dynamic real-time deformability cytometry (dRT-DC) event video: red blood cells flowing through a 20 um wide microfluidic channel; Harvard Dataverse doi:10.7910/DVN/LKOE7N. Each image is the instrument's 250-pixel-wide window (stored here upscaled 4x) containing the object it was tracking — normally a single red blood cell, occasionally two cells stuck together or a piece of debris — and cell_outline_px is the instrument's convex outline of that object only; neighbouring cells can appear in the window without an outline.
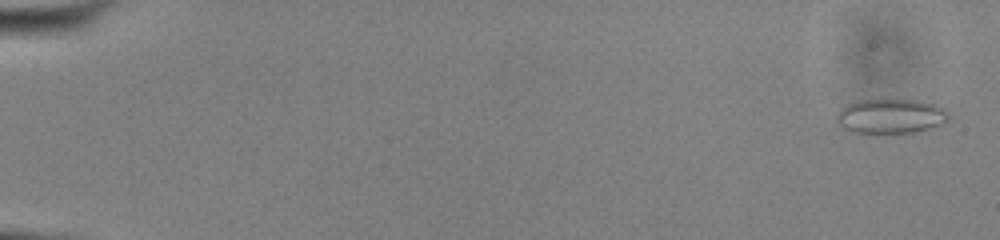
{"species": "common noctule bat (a hibernating species)", "species_latin": "Nyctalus noctula", "temperature_condition": "cold", "stored_images_in_passage": 54, "camera_frame_rate_fps": 3000, "um_per_image_px": 0.085, "animal": {"sex": "male", "body_mass_g": 13.0, "forearm_length_mm": 53.1}, "frame": {"image": 1, "passage_image": 2, "time_ms": 0.333, "image_size_px": [1000, 240], "cell_outline_px": [[948, 120], [932, 128], [920, 132], [896, 136], [864, 136], [852, 132], [844, 128], [836, 120], [836, 112], [840, 108], [856, 100], [884, 96], [916, 100], [936, 104], [944, 108], [948, 112]], "centroid_in_image_um": [75.66, 9.9], "position_along_channel_um": 9.3, "area_um2": 24.85}}
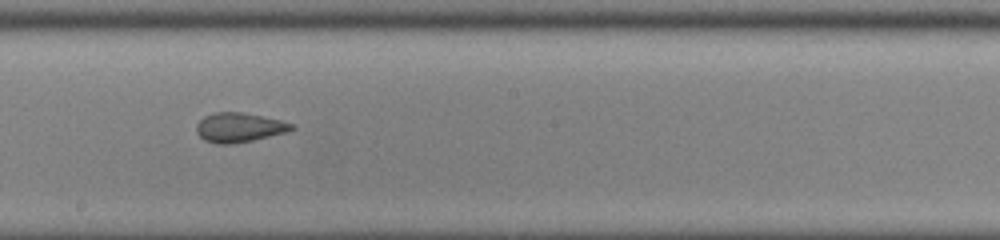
{"frame": {"image": 2, "passage_image": 32, "time_ms": 10.333, "image_size_px": [1000, 240], "cell_outline_px": [[296, 128], [288, 132], [252, 140], [232, 144], [216, 144], [204, 140], [196, 132], [196, 124], [204, 116], [212, 112], [240, 112], [280, 120], [296, 124]], "centroid_in_image_um": [20.33, 10.84], "position_along_channel_um": 227.9, "area_um2": 16.42}}
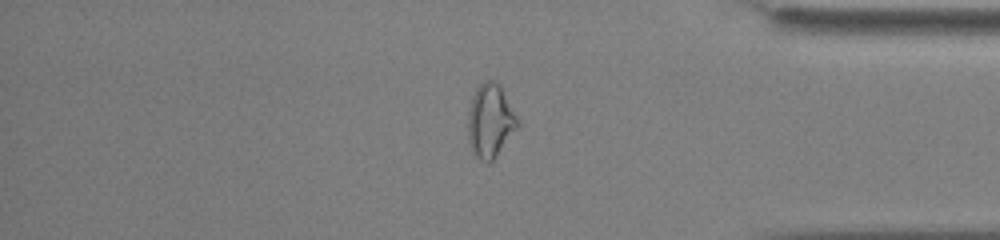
{"frame": {"image": 3, "passage_image": 46, "time_ms": 15.0, "image_size_px": [1000, 240], "cell_outline_px": [[520, 124], [496, 156], [488, 164], [480, 160], [472, 152], [468, 140], [468, 108], [472, 96], [476, 88], [484, 80], [496, 80], [500, 84], [520, 120]], "centroid_in_image_um": [41.67, 10.25], "position_along_channel_um": 393.5, "area_um2": 21.62}, "authors_computed_cell_mechanics": {"area_um2": 18.9873, "velocity_mm_per_s": 3.913, "shape_relaxation_time_tau1_ms": null, "shape_relaxation_time_tau2_ms": 1.7059, "deformation_change_tau1": null, "deformation_change_tau2": 0.0736}}